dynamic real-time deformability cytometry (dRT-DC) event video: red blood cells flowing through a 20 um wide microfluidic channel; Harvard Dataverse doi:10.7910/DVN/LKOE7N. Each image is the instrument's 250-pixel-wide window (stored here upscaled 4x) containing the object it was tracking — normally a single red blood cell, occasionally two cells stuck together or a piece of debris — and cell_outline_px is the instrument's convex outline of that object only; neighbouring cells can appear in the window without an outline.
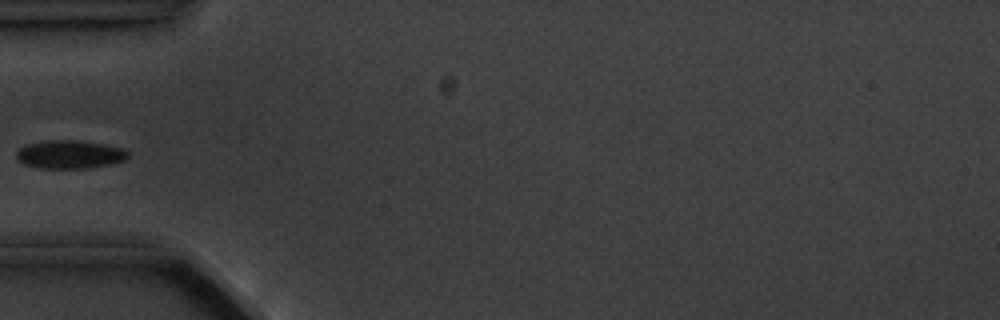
{"species": "common noctule bat (a hibernating species)", "species_latin": "Nyctalus noctula", "temperature_condition": "cold", "stored_images_in_passage": 5, "camera_frame_rate_fps": 3000, "um_per_image_px": 0.085, "animal": {"sex": "male", "body_mass_g": 20.1, "forearm_length_mm": 53.5}, "frame": {"image": 1, "passage_image": 4, "time_ms": 3.667, "image_size_px": [1000, 320], "cell_outline_px": [[128, 156], [124, 160], [108, 164], [84, 168], [40, 168], [24, 164], [16, 156], [16, 152], [24, 144], [40, 140], [72, 140], [104, 144], [124, 148], [128, 152]], "centroid_in_image_um": [5.88, 13.11], "position_along_channel_um": 79.1, "area_um2": 18.32}}